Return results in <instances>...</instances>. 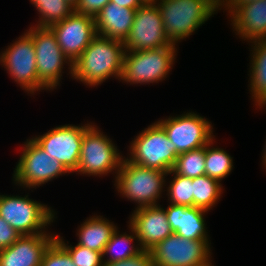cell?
<instances>
[{
    "label": "cell",
    "instance_id": "6da1fadb",
    "mask_svg": "<svg viewBox=\"0 0 266 266\" xmlns=\"http://www.w3.org/2000/svg\"><path fill=\"white\" fill-rule=\"evenodd\" d=\"M124 54L123 41L97 34L72 64V79L91 88L110 77L120 81Z\"/></svg>",
    "mask_w": 266,
    "mask_h": 266
},
{
    "label": "cell",
    "instance_id": "7a4b0ae2",
    "mask_svg": "<svg viewBox=\"0 0 266 266\" xmlns=\"http://www.w3.org/2000/svg\"><path fill=\"white\" fill-rule=\"evenodd\" d=\"M164 33L172 44L189 38L220 10L215 0H157Z\"/></svg>",
    "mask_w": 266,
    "mask_h": 266
},
{
    "label": "cell",
    "instance_id": "3957f363",
    "mask_svg": "<svg viewBox=\"0 0 266 266\" xmlns=\"http://www.w3.org/2000/svg\"><path fill=\"white\" fill-rule=\"evenodd\" d=\"M114 176V185L120 196L136 203V208L160 205L158 200L165 191L168 172L134 164L124 156Z\"/></svg>",
    "mask_w": 266,
    "mask_h": 266
},
{
    "label": "cell",
    "instance_id": "277c9868",
    "mask_svg": "<svg viewBox=\"0 0 266 266\" xmlns=\"http://www.w3.org/2000/svg\"><path fill=\"white\" fill-rule=\"evenodd\" d=\"M176 46L172 44L157 49L125 51L120 81L130 85L162 82L175 64Z\"/></svg>",
    "mask_w": 266,
    "mask_h": 266
},
{
    "label": "cell",
    "instance_id": "5b68a950",
    "mask_svg": "<svg viewBox=\"0 0 266 266\" xmlns=\"http://www.w3.org/2000/svg\"><path fill=\"white\" fill-rule=\"evenodd\" d=\"M94 124L91 123L83 134L78 167L75 172L78 175L96 177L112 172L117 174L124 156L119 152L116 144Z\"/></svg>",
    "mask_w": 266,
    "mask_h": 266
},
{
    "label": "cell",
    "instance_id": "8992f818",
    "mask_svg": "<svg viewBox=\"0 0 266 266\" xmlns=\"http://www.w3.org/2000/svg\"><path fill=\"white\" fill-rule=\"evenodd\" d=\"M28 196L0 195V217L20 236L51 233L46 228L55 221L57 213L52 207Z\"/></svg>",
    "mask_w": 266,
    "mask_h": 266
},
{
    "label": "cell",
    "instance_id": "52a82bcc",
    "mask_svg": "<svg viewBox=\"0 0 266 266\" xmlns=\"http://www.w3.org/2000/svg\"><path fill=\"white\" fill-rule=\"evenodd\" d=\"M127 159L137 165L169 172L177 159L175 145L156 121L131 141Z\"/></svg>",
    "mask_w": 266,
    "mask_h": 266
},
{
    "label": "cell",
    "instance_id": "ba28073f",
    "mask_svg": "<svg viewBox=\"0 0 266 266\" xmlns=\"http://www.w3.org/2000/svg\"><path fill=\"white\" fill-rule=\"evenodd\" d=\"M20 159L14 168L13 183L23 189L37 188L70 172L51 158L32 138L23 144Z\"/></svg>",
    "mask_w": 266,
    "mask_h": 266
},
{
    "label": "cell",
    "instance_id": "9c48e42d",
    "mask_svg": "<svg viewBox=\"0 0 266 266\" xmlns=\"http://www.w3.org/2000/svg\"><path fill=\"white\" fill-rule=\"evenodd\" d=\"M26 32L34 43L38 81L47 91H52L60 84L66 63L72 77V63L62 53L56 36L49 27L32 25Z\"/></svg>",
    "mask_w": 266,
    "mask_h": 266
},
{
    "label": "cell",
    "instance_id": "30bf717a",
    "mask_svg": "<svg viewBox=\"0 0 266 266\" xmlns=\"http://www.w3.org/2000/svg\"><path fill=\"white\" fill-rule=\"evenodd\" d=\"M0 65L26 93L46 90L38 81L34 43L26 31L0 53Z\"/></svg>",
    "mask_w": 266,
    "mask_h": 266
},
{
    "label": "cell",
    "instance_id": "8fae6325",
    "mask_svg": "<svg viewBox=\"0 0 266 266\" xmlns=\"http://www.w3.org/2000/svg\"><path fill=\"white\" fill-rule=\"evenodd\" d=\"M175 145L176 155L206 146L214 139L213 125L207 118L196 112L169 116L157 121Z\"/></svg>",
    "mask_w": 266,
    "mask_h": 266
},
{
    "label": "cell",
    "instance_id": "7c38bea8",
    "mask_svg": "<svg viewBox=\"0 0 266 266\" xmlns=\"http://www.w3.org/2000/svg\"><path fill=\"white\" fill-rule=\"evenodd\" d=\"M210 240H188L172 233L151 250L154 266H197L212 258Z\"/></svg>",
    "mask_w": 266,
    "mask_h": 266
},
{
    "label": "cell",
    "instance_id": "4fadbf2b",
    "mask_svg": "<svg viewBox=\"0 0 266 266\" xmlns=\"http://www.w3.org/2000/svg\"><path fill=\"white\" fill-rule=\"evenodd\" d=\"M90 124L59 125L43 135L32 136V139L51 158L57 159L70 173H74L78 167L83 134Z\"/></svg>",
    "mask_w": 266,
    "mask_h": 266
},
{
    "label": "cell",
    "instance_id": "5bb4252c",
    "mask_svg": "<svg viewBox=\"0 0 266 266\" xmlns=\"http://www.w3.org/2000/svg\"><path fill=\"white\" fill-rule=\"evenodd\" d=\"M123 45L125 51H142L172 45L164 33L163 19L157 3L141 5L136 9L133 25Z\"/></svg>",
    "mask_w": 266,
    "mask_h": 266
},
{
    "label": "cell",
    "instance_id": "9a60e30c",
    "mask_svg": "<svg viewBox=\"0 0 266 266\" xmlns=\"http://www.w3.org/2000/svg\"><path fill=\"white\" fill-rule=\"evenodd\" d=\"M49 28L56 36L62 53L72 64L97 35L94 18L75 12Z\"/></svg>",
    "mask_w": 266,
    "mask_h": 266
},
{
    "label": "cell",
    "instance_id": "2e32d148",
    "mask_svg": "<svg viewBox=\"0 0 266 266\" xmlns=\"http://www.w3.org/2000/svg\"><path fill=\"white\" fill-rule=\"evenodd\" d=\"M128 223L134 229L143 250L150 251L158 242L173 233L165 208L161 205L135 208Z\"/></svg>",
    "mask_w": 266,
    "mask_h": 266
},
{
    "label": "cell",
    "instance_id": "e0dca14e",
    "mask_svg": "<svg viewBox=\"0 0 266 266\" xmlns=\"http://www.w3.org/2000/svg\"><path fill=\"white\" fill-rule=\"evenodd\" d=\"M55 236L54 233L20 236L11 246L0 250V266H40Z\"/></svg>",
    "mask_w": 266,
    "mask_h": 266
},
{
    "label": "cell",
    "instance_id": "ac0fdd59",
    "mask_svg": "<svg viewBox=\"0 0 266 266\" xmlns=\"http://www.w3.org/2000/svg\"><path fill=\"white\" fill-rule=\"evenodd\" d=\"M229 16L239 38L248 43L266 39V0L239 5Z\"/></svg>",
    "mask_w": 266,
    "mask_h": 266
},
{
    "label": "cell",
    "instance_id": "d6986e66",
    "mask_svg": "<svg viewBox=\"0 0 266 266\" xmlns=\"http://www.w3.org/2000/svg\"><path fill=\"white\" fill-rule=\"evenodd\" d=\"M209 212L195 206L169 204L165 209L173 233L188 240H210L205 214Z\"/></svg>",
    "mask_w": 266,
    "mask_h": 266
},
{
    "label": "cell",
    "instance_id": "ffe728a7",
    "mask_svg": "<svg viewBox=\"0 0 266 266\" xmlns=\"http://www.w3.org/2000/svg\"><path fill=\"white\" fill-rule=\"evenodd\" d=\"M135 13L136 9L107 3L94 17L97 34L124 41L133 25Z\"/></svg>",
    "mask_w": 266,
    "mask_h": 266
},
{
    "label": "cell",
    "instance_id": "44dd1931",
    "mask_svg": "<svg viewBox=\"0 0 266 266\" xmlns=\"http://www.w3.org/2000/svg\"><path fill=\"white\" fill-rule=\"evenodd\" d=\"M117 225L103 216H89L78 226L77 238L80 246L103 252L107 242L111 239Z\"/></svg>",
    "mask_w": 266,
    "mask_h": 266
},
{
    "label": "cell",
    "instance_id": "7402d4cb",
    "mask_svg": "<svg viewBox=\"0 0 266 266\" xmlns=\"http://www.w3.org/2000/svg\"><path fill=\"white\" fill-rule=\"evenodd\" d=\"M251 45L248 87L257 106L266 97V39L254 41Z\"/></svg>",
    "mask_w": 266,
    "mask_h": 266
},
{
    "label": "cell",
    "instance_id": "603a6c76",
    "mask_svg": "<svg viewBox=\"0 0 266 266\" xmlns=\"http://www.w3.org/2000/svg\"><path fill=\"white\" fill-rule=\"evenodd\" d=\"M118 228L119 227L113 232L111 239L104 247L102 252L103 263L122 261L136 256L143 251L140 247L137 235L130 225H128L131 231L129 234H126V232L120 234ZM133 240L136 241V244L132 243L134 242ZM104 257H106V259H104Z\"/></svg>",
    "mask_w": 266,
    "mask_h": 266
},
{
    "label": "cell",
    "instance_id": "cb8c5ba5",
    "mask_svg": "<svg viewBox=\"0 0 266 266\" xmlns=\"http://www.w3.org/2000/svg\"><path fill=\"white\" fill-rule=\"evenodd\" d=\"M193 206L210 211L221 199L223 185L220 181L202 175L192 178Z\"/></svg>",
    "mask_w": 266,
    "mask_h": 266
},
{
    "label": "cell",
    "instance_id": "d4e9b609",
    "mask_svg": "<svg viewBox=\"0 0 266 266\" xmlns=\"http://www.w3.org/2000/svg\"><path fill=\"white\" fill-rule=\"evenodd\" d=\"M30 3L39 12L37 24L33 26L50 27L74 12V7L66 0H30Z\"/></svg>",
    "mask_w": 266,
    "mask_h": 266
},
{
    "label": "cell",
    "instance_id": "484cf974",
    "mask_svg": "<svg viewBox=\"0 0 266 266\" xmlns=\"http://www.w3.org/2000/svg\"><path fill=\"white\" fill-rule=\"evenodd\" d=\"M214 140L215 138L205 146V174L221 182L234 168L233 157L223 148L213 147L216 143Z\"/></svg>",
    "mask_w": 266,
    "mask_h": 266
},
{
    "label": "cell",
    "instance_id": "4316f807",
    "mask_svg": "<svg viewBox=\"0 0 266 266\" xmlns=\"http://www.w3.org/2000/svg\"><path fill=\"white\" fill-rule=\"evenodd\" d=\"M172 171L188 178L205 175V146L180 153Z\"/></svg>",
    "mask_w": 266,
    "mask_h": 266
},
{
    "label": "cell",
    "instance_id": "83f0119b",
    "mask_svg": "<svg viewBox=\"0 0 266 266\" xmlns=\"http://www.w3.org/2000/svg\"><path fill=\"white\" fill-rule=\"evenodd\" d=\"M168 175L172 176L165 190L169 204L193 206L192 178L175 174L172 170L168 172Z\"/></svg>",
    "mask_w": 266,
    "mask_h": 266
},
{
    "label": "cell",
    "instance_id": "f1b7e54d",
    "mask_svg": "<svg viewBox=\"0 0 266 266\" xmlns=\"http://www.w3.org/2000/svg\"><path fill=\"white\" fill-rule=\"evenodd\" d=\"M55 240L69 253L76 266H103L102 253L79 244L68 245L69 241L65 243L64 238L58 234L55 236Z\"/></svg>",
    "mask_w": 266,
    "mask_h": 266
},
{
    "label": "cell",
    "instance_id": "f546056e",
    "mask_svg": "<svg viewBox=\"0 0 266 266\" xmlns=\"http://www.w3.org/2000/svg\"><path fill=\"white\" fill-rule=\"evenodd\" d=\"M40 266H76L69 253L54 240L45 250Z\"/></svg>",
    "mask_w": 266,
    "mask_h": 266
},
{
    "label": "cell",
    "instance_id": "4dcf8cb0",
    "mask_svg": "<svg viewBox=\"0 0 266 266\" xmlns=\"http://www.w3.org/2000/svg\"><path fill=\"white\" fill-rule=\"evenodd\" d=\"M110 1L111 0H79L74 7V12L94 18Z\"/></svg>",
    "mask_w": 266,
    "mask_h": 266
},
{
    "label": "cell",
    "instance_id": "1f68e13d",
    "mask_svg": "<svg viewBox=\"0 0 266 266\" xmlns=\"http://www.w3.org/2000/svg\"><path fill=\"white\" fill-rule=\"evenodd\" d=\"M103 266H154L149 250H143L136 256L118 262L103 263Z\"/></svg>",
    "mask_w": 266,
    "mask_h": 266
},
{
    "label": "cell",
    "instance_id": "d6a6232c",
    "mask_svg": "<svg viewBox=\"0 0 266 266\" xmlns=\"http://www.w3.org/2000/svg\"><path fill=\"white\" fill-rule=\"evenodd\" d=\"M19 237V233L0 217V250L11 246Z\"/></svg>",
    "mask_w": 266,
    "mask_h": 266
},
{
    "label": "cell",
    "instance_id": "836d02e7",
    "mask_svg": "<svg viewBox=\"0 0 266 266\" xmlns=\"http://www.w3.org/2000/svg\"><path fill=\"white\" fill-rule=\"evenodd\" d=\"M255 0H223L220 4V10L223 7L224 10H227V15H230L239 5L246 4Z\"/></svg>",
    "mask_w": 266,
    "mask_h": 266
},
{
    "label": "cell",
    "instance_id": "e575fe53",
    "mask_svg": "<svg viewBox=\"0 0 266 266\" xmlns=\"http://www.w3.org/2000/svg\"><path fill=\"white\" fill-rule=\"evenodd\" d=\"M110 2H113L120 7H127L130 9H137L142 5L139 0H111Z\"/></svg>",
    "mask_w": 266,
    "mask_h": 266
},
{
    "label": "cell",
    "instance_id": "d590c367",
    "mask_svg": "<svg viewBox=\"0 0 266 266\" xmlns=\"http://www.w3.org/2000/svg\"><path fill=\"white\" fill-rule=\"evenodd\" d=\"M139 2L142 5H145V4H155L157 2V0H139Z\"/></svg>",
    "mask_w": 266,
    "mask_h": 266
},
{
    "label": "cell",
    "instance_id": "8d00e7d4",
    "mask_svg": "<svg viewBox=\"0 0 266 266\" xmlns=\"http://www.w3.org/2000/svg\"><path fill=\"white\" fill-rule=\"evenodd\" d=\"M266 144V143H265ZM264 152H263V156H262V164L264 165L265 169H266V145L264 147Z\"/></svg>",
    "mask_w": 266,
    "mask_h": 266
},
{
    "label": "cell",
    "instance_id": "74e56055",
    "mask_svg": "<svg viewBox=\"0 0 266 266\" xmlns=\"http://www.w3.org/2000/svg\"><path fill=\"white\" fill-rule=\"evenodd\" d=\"M266 108V97L257 105V108Z\"/></svg>",
    "mask_w": 266,
    "mask_h": 266
},
{
    "label": "cell",
    "instance_id": "f35d334b",
    "mask_svg": "<svg viewBox=\"0 0 266 266\" xmlns=\"http://www.w3.org/2000/svg\"><path fill=\"white\" fill-rule=\"evenodd\" d=\"M211 261H212V260H211V258H210L207 262H205V263H203V264H200V265H197V266H214V264H212Z\"/></svg>",
    "mask_w": 266,
    "mask_h": 266
},
{
    "label": "cell",
    "instance_id": "ab89813d",
    "mask_svg": "<svg viewBox=\"0 0 266 266\" xmlns=\"http://www.w3.org/2000/svg\"><path fill=\"white\" fill-rule=\"evenodd\" d=\"M66 1L68 3H70V5H72L73 7H75L79 0H66Z\"/></svg>",
    "mask_w": 266,
    "mask_h": 266
}]
</instances>
